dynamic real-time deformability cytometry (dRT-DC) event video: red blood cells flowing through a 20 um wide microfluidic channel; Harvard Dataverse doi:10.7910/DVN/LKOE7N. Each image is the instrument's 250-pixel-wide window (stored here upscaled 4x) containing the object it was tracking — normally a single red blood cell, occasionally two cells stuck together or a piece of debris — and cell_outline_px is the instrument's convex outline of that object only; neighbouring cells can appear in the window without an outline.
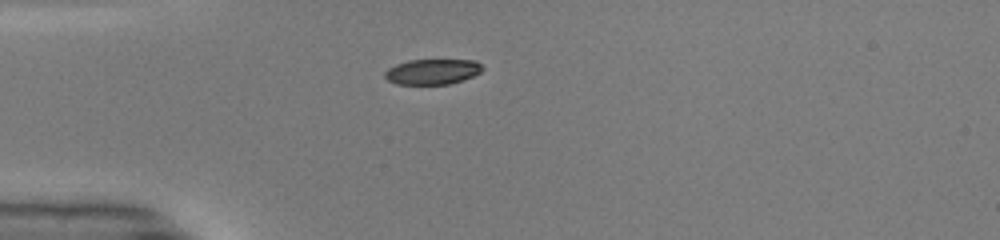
{"species": "common noctule bat (a hibernating species)", "species_latin": "Nyctalus noctula", "temperature_condition": "warm", "stored_images_in_passage": 36, "camera_frame_rate_fps": 3000, "um_per_image_px": 0.085, "animal": {"sex": "male", "body_mass_g": 19.0, "forearm_length_mm": 50.8}, "frame": {"image": 1, "passage_image": 1, "time_ms": 0.0, "image_size_px": [1000, 240], "cell_outline_px": [[484, 68], [480, 72], [472, 76], [448, 84], [396, 84], [388, 80], [384, 76], [384, 72], [388, 68], [396, 64], [408, 60], [476, 60]], "centroid_in_image_um": [36.73, 6.08], "position_along_channel_um": 48.3, "area_um2": 14.33}}
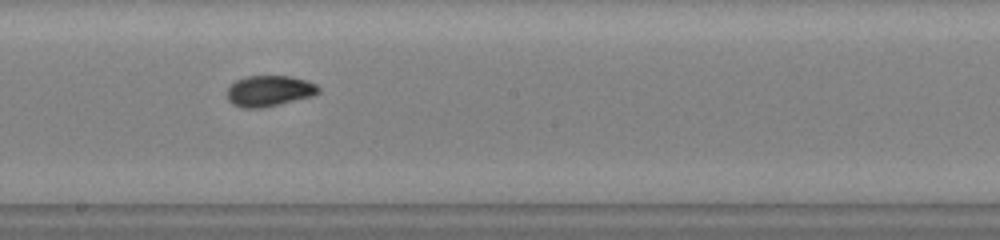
{"frame": {"image": 2, "passage_image": 15, "time_ms": 4.667, "image_size_px": [1000, 240], "cell_outline_px": [[320, 92], [312, 96], [260, 108], [240, 108], [232, 104], [228, 100], [228, 88], [236, 80], [248, 76], [292, 76], [316, 84], [320, 88]], "centroid_in_image_um": [22.88, 7.73], "position_along_channel_um": 225.3, "area_um2": 16.3}}
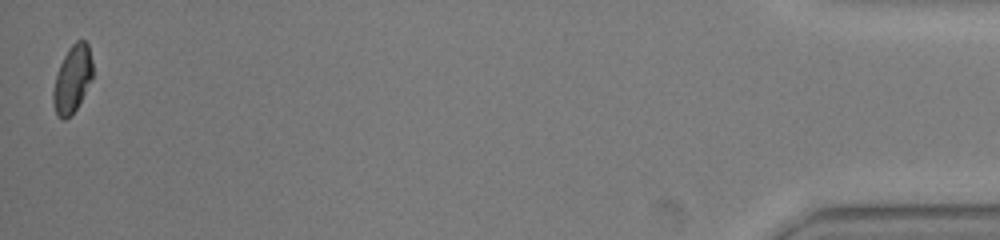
{"frame": {"image": 3, "passage_image": 36, "time_ms": 11.667, "image_size_px": [1000, 240], "cell_outline_px": [[92, 80], [76, 108], [64, 120], [56, 116], [52, 100], [52, 92], [56, 76], [60, 64], [68, 48], [76, 40], [84, 40], [88, 44], [92, 60]], "centroid_in_image_um": [6.14, 6.71], "position_along_channel_um": 429.1, "area_um2": 15.43}, "authors_computed_cell_mechanics": {"area_um2": 16.0106, "velocity_mm_per_s": 4.1653, "shape_relaxation_time_tau1_ms": 5.6715, "shape_relaxation_time_tau2_ms": null, "deformation_change_tau1": 0.2043, "deformation_change_tau2": null}}